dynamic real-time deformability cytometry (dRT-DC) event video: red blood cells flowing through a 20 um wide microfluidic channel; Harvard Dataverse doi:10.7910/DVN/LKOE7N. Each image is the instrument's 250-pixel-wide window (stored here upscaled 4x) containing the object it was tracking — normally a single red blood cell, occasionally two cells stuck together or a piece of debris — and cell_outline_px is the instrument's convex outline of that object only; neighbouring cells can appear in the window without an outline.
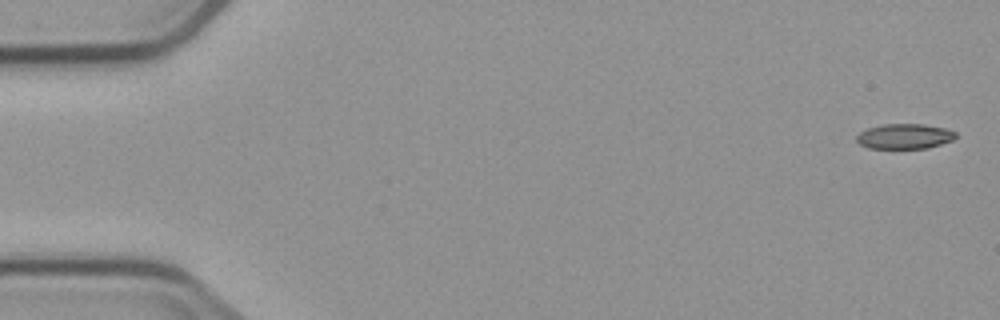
{"species": "common noctule bat (a hibernating species)", "species_latin": "Nyctalus noctula", "temperature_condition": "cold", "stored_images_in_passage": 3, "camera_frame_rate_fps": 3000, "um_per_image_px": 0.085, "animal": {"sex": "male", "body_mass_g": 23.1, "forearm_length_mm": 52.7}, "frame": {"image": 1, "passage_image": 1, "time_ms": 0.0, "image_size_px": [1000, 320], "cell_outline_px": [[956, 136], [952, 140], [928, 148], [868, 148], [860, 144], [856, 140], [856, 136], [860, 132], [868, 128], [884, 124], [924, 124], [944, 128], [956, 132]], "centroid_in_image_um": [76.87, 11.58], "position_along_channel_um": 8.1, "area_um2": 14.39}}